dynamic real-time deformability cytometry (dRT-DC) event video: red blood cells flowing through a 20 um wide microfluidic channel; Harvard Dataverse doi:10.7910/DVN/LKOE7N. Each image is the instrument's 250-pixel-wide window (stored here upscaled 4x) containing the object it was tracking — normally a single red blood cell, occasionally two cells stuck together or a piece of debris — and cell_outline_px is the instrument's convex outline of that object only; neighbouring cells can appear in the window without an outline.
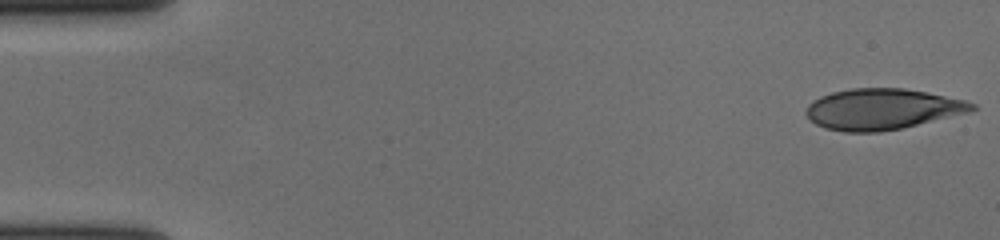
{"species": "human", "species_latin": "Homo sapiens", "temperature_condition": "cold", "stored_images_in_passage": 56, "camera_frame_rate_fps": 3000, "um_per_image_px": 0.085, "donor": {"sex": "female"}, "frame": {"image": 1, "passage_image": 1, "time_ms": 0.0, "image_size_px": [1000, 240], "cell_outline_px": [[976, 108], [968, 112], [900, 128], [880, 132], [844, 132], [824, 128], [816, 124], [804, 112], [808, 104], [812, 100], [820, 96], [832, 92], [848, 88], [904, 88], [964, 100], [976, 104]], "centroid_in_image_um": [74.92, 9.27], "position_along_channel_um": 10.1, "area_um2": 39.25}}
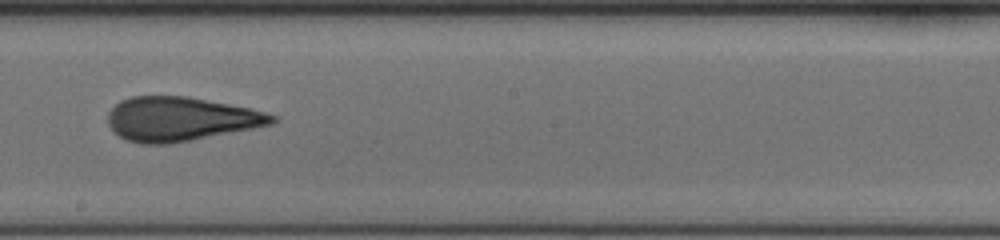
{"frame": {"image": 2, "passage_image": 32, "time_ms": 10.333, "image_size_px": [1000, 240], "cell_outline_px": [[276, 120], [272, 124], [192, 140], [168, 144], [140, 144], [124, 140], [112, 132], [108, 124], [108, 112], [120, 100], [132, 96], [188, 96], [252, 108], [276, 116]], "centroid_in_image_um": [15.29, 10.12], "position_along_channel_um": 232.9, "area_um2": 42.37}}
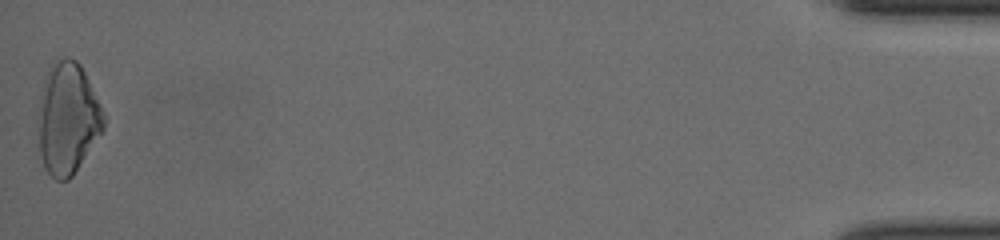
{"frame": {"image": 3, "passage_image": 56, "time_ms": 18.333, "image_size_px": [1000, 240], "cell_outline_px": [[104, 132], [72, 176], [68, 180], [56, 180], [44, 168], [40, 152], [36, 120], [40, 96], [44, 76], [64, 56], [68, 56], [76, 60], [80, 64], [104, 112]], "centroid_in_image_um": [5.74, 10.11], "position_along_channel_um": 429.5, "area_um2": 42.83}, "authors_computed_cell_mechanics": {"area_um2": 41.1247, "velocity_mm_per_s": 3.6631, "shape_relaxation_time_tau1_ms": 5.142, "shape_relaxation_time_tau2_ms": 1.3924, "deformation_change_tau1": 0.17, "deformation_change_tau2": 0.102}}